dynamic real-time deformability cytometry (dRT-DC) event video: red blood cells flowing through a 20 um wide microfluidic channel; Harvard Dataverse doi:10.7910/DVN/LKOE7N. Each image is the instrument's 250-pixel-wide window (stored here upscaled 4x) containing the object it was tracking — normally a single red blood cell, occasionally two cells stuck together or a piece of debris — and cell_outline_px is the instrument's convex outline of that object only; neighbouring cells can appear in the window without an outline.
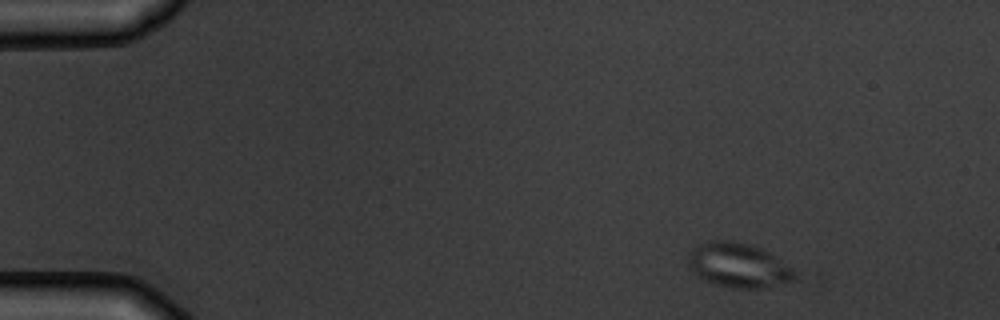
{"species": "common noctule bat (a hibernating species)", "species_latin": "Nyctalus noctula", "temperature_condition": "warm", "stored_images_in_passage": 3, "camera_frame_rate_fps": 3000, "um_per_image_px": 0.085, "animal": {"sex": "male", "body_mass_g": 19.5, "forearm_length_mm": 54.6}, "frame": {"image": 1, "passage_image": 1, "time_ms": 0.0, "image_size_px": [1000, 320], "cell_outline_px": [[796, 280], [764, 288], [732, 288], [716, 284], [704, 280], [696, 276], [688, 268], [688, 252], [692, 248], [708, 240], [732, 240], [748, 244], [760, 248], [768, 252], [792, 268], [796, 272]], "centroid_in_image_um": [62.72, 22.55], "position_along_channel_um": 22.3, "area_um2": 27.86}}